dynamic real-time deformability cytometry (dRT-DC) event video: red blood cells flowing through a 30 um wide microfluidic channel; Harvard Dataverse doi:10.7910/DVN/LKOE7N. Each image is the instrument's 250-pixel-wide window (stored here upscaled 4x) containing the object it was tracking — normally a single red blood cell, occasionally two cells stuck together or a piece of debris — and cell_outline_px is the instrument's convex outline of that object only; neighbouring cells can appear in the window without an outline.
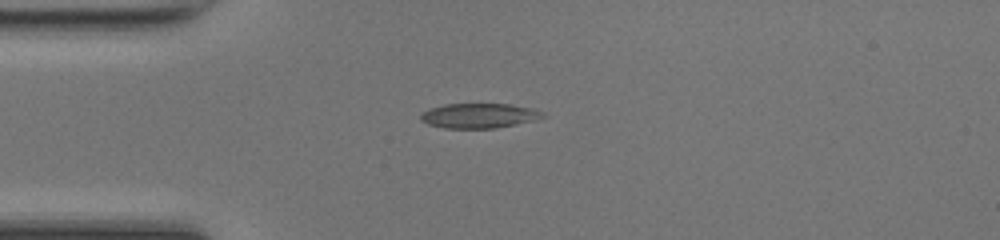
{"species": "common noctule bat (a hibernating species)", "species_latin": "Nyctalus noctula", "temperature_condition": "room temperature", "stored_images_in_passage": 37, "camera_frame_rate_fps": 3000, "um_per_image_px": 0.085, "animal": {"sex": "female", "body_mass_g": 17.0, "forearm_length_mm": 48.0}, "frame": {"image": 1, "passage_image": 1, "time_ms": 0.0, "image_size_px": [1000, 240], "cell_outline_px": [[544, 116], [536, 120], [496, 128], [444, 128], [428, 124], [420, 120], [420, 112], [428, 108], [444, 104], [512, 104], [536, 108], [544, 112]], "centroid_in_image_um": [40.71, 9.82], "position_along_channel_um": 44.3, "area_um2": 17.92}}
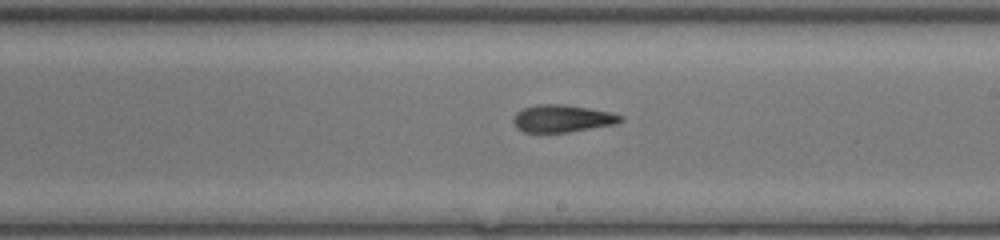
{"frame": {"image": 2, "passage_image": 16, "time_ms": 5.0, "image_size_px": [1000, 240], "cell_outline_px": [[624, 120], [612, 124], [568, 132], [524, 132], [516, 128], [512, 120], [512, 116], [516, 112], [524, 108], [536, 104], [564, 104], [588, 108], [608, 112], [624, 116]], "centroid_in_image_um": [47.73, 10.06], "position_along_channel_um": 241.3, "area_um2": 16.99}}
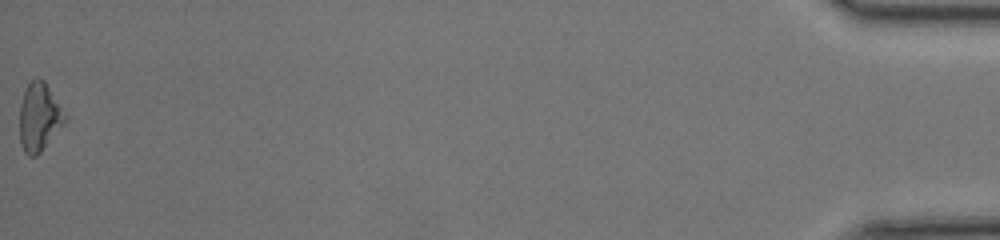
{"frame": {"image": 3, "passage_image": 37, "time_ms": 12.0, "image_size_px": [1000, 240], "cell_outline_px": [[68, 116], [64, 124], [40, 152], [36, 156], [28, 156], [24, 152], [20, 144], [20, 104], [24, 88], [36, 76], [44, 80]], "centroid_in_image_um": [3.33, 9.93], "position_along_channel_um": 431.9, "area_um2": 18.21}, "authors_computed_cell_mechanics": {"area_um2": 17.2244, "velocity_mm_per_s": 4.2943, "shape_relaxation_time_tau1_ms": null, "shape_relaxation_time_tau2_ms": 2.6945, "deformation_change_tau1": null, "deformation_change_tau2": 0.0847}}